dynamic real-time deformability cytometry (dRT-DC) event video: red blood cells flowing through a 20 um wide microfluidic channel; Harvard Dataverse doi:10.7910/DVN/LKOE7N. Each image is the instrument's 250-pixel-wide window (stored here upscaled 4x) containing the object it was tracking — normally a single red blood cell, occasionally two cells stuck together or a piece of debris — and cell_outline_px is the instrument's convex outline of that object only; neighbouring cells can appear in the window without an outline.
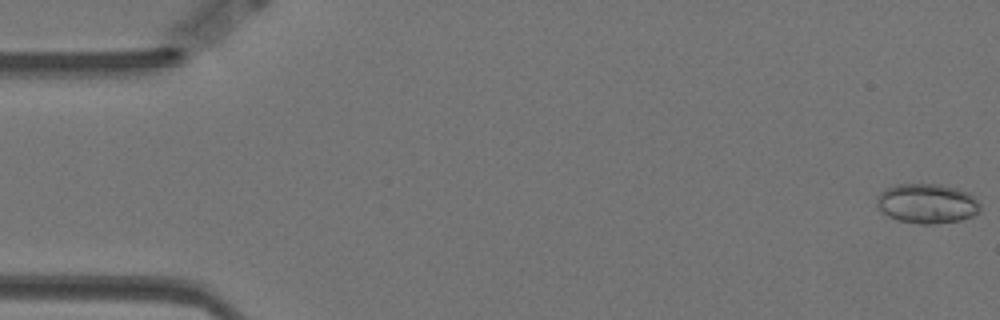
{"species": "Egyptian fruit bat (a non-hibernating species)", "species_latin": "Rousettus aegyptiacus", "temperature_condition": "warm", "stored_images_in_passage": 58, "camera_frame_rate_fps": 3000, "um_per_image_px": 0.085, "animal": {"sex": "female"}, "frame": {"image": 1, "passage_image": 1, "time_ms": 0.0, "image_size_px": [1000, 320], "cell_outline_px": [[980, 212], [972, 216], [960, 220], [936, 224], [920, 224], [896, 220], [880, 212], [876, 208], [876, 196], [884, 188], [896, 184], [940, 184], [956, 188], [968, 192], [980, 204]], "centroid_in_image_um": [78.74, 17.3], "position_along_channel_um": 6.3, "area_um2": 24.33}}
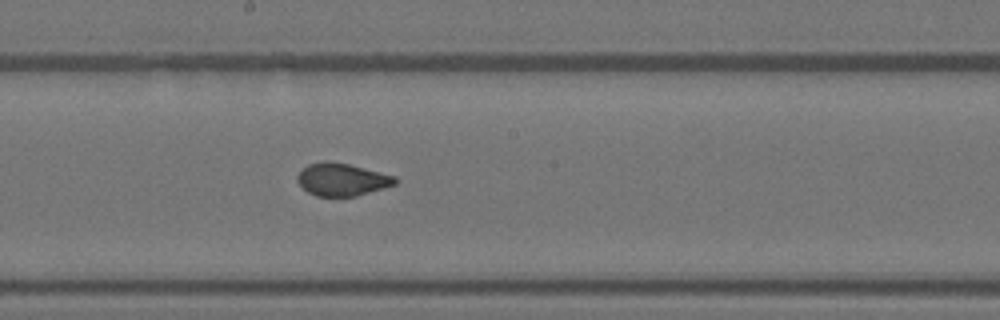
{"frame": {"image": 2, "passage_image": 31, "time_ms": 10.0, "image_size_px": [1000, 320], "cell_outline_px": [[396, 184], [356, 196], [316, 196], [308, 192], [296, 180], [296, 176], [308, 164], [324, 160], [328, 160], [348, 164], [396, 176]], "centroid_in_image_um": [29.05, 15.25], "position_along_channel_um": 219.2, "area_um2": 18.44}}
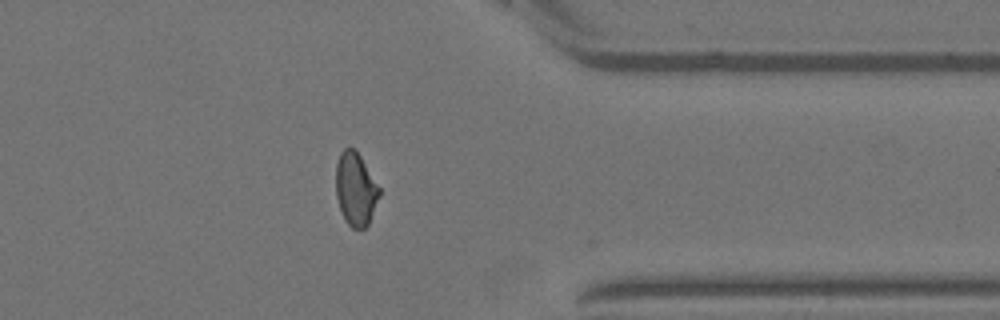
{"frame": {"image": 3, "passage_image": 46, "time_ms": 15.0, "image_size_px": [1000, 320], "cell_outline_px": [[380, 196], [368, 224], [364, 228], [352, 228], [344, 220], [336, 196], [336, 164], [340, 152], [344, 148], [356, 148], [380, 188]], "centroid_in_image_um": [30.22, 16.05], "position_along_channel_um": 381.2, "area_um2": 18.61}}